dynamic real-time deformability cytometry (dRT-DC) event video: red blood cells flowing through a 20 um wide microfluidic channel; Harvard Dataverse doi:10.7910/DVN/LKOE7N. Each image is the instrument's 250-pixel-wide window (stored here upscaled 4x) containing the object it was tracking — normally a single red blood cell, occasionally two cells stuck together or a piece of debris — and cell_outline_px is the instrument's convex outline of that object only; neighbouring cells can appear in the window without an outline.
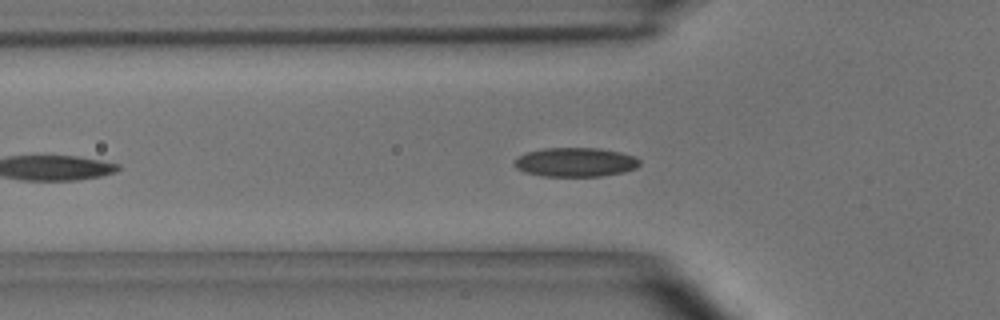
{"species": "common noctule bat (a hibernating species)", "species_latin": "Nyctalus noctula", "temperature_condition": "room temperature", "stored_images_in_passage": 28, "camera_frame_rate_fps": 3000, "um_per_image_px": 0.085, "animal": {"sex": "male", "body_mass_g": 15.6}, "frame": {"image": 1, "passage_image": 5, "time_ms": 1.333, "image_size_px": [1000, 320], "cell_outline_px": [[640, 164], [636, 168], [624, 172], [600, 176], [540, 176], [524, 172], [516, 168], [512, 164], [524, 152], [544, 148], [600, 148], [620, 152], [632, 156], [640, 160]], "centroid_in_image_um": [48.88, 13.78], "position_along_channel_um": 76.9, "area_um2": 21.33}}